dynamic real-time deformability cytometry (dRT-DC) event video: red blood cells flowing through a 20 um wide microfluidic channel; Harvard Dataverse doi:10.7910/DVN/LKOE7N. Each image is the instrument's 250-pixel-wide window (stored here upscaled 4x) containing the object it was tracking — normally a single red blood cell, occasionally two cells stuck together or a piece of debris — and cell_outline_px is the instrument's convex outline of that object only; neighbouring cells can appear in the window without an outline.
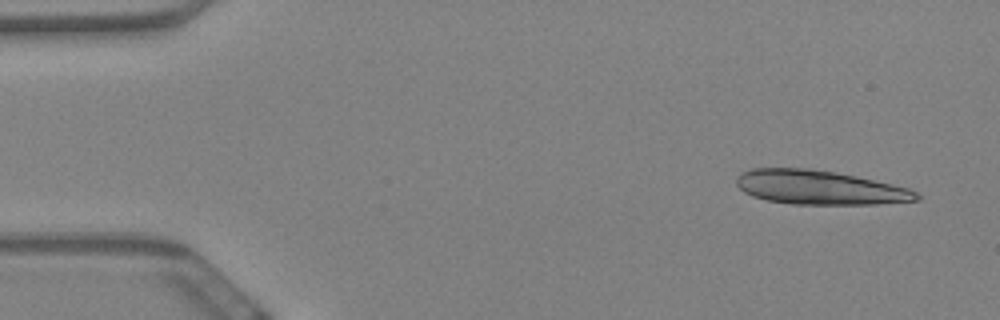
{"species": "Egyptian fruit bat (a non-hibernating species)", "species_latin": "Rousettus aegyptiacus", "temperature_condition": "warm", "stored_images_in_passage": 16, "camera_frame_rate_fps": 3000, "um_per_image_px": 0.085, "animal": {"sex": "female"}, "frame": {"image": 1, "passage_image": 3, "time_ms": 0.667, "image_size_px": [1000, 320], "cell_outline_px": [[920, 200], [876, 204], [792, 204], [768, 200], [752, 196], [744, 192], [736, 184], [736, 176], [740, 172], [752, 168], [812, 168], [836, 172], [856, 176], [892, 184], [908, 188], [916, 192], [920, 196]], "centroid_in_image_um": [69.63, 15.93], "position_along_channel_um": 15.4, "area_um2": 35.89}}